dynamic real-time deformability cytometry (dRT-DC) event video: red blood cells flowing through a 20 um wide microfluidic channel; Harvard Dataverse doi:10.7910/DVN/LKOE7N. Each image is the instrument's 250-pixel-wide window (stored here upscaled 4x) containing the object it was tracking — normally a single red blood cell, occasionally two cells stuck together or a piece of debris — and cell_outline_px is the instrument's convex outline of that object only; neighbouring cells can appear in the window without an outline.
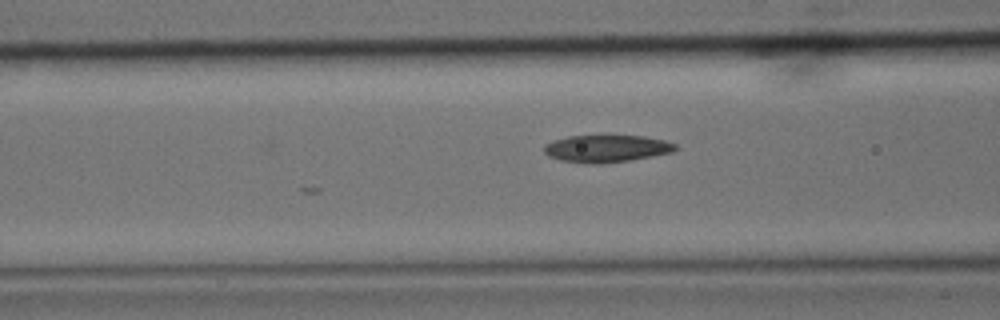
{"species": "common noctule bat (a hibernating species)", "species_latin": "Nyctalus noctula", "temperature_condition": "cold", "stored_images_in_passage": 10, "camera_frame_rate_fps": 3000, "um_per_image_px": 0.085, "animal": {"sex": "male", "body_mass_g": 15.6}, "frame": {"image": 1, "passage_image": 7, "time_ms": 2.0, "image_size_px": [1000, 320], "cell_outline_px": [[676, 148], [672, 152], [652, 156], [628, 160], [596, 164], [592, 164], [560, 160], [548, 156], [544, 152], [544, 144], [552, 140], [568, 136], [604, 132], [644, 136], [664, 140], [676, 144]], "centroid_in_image_um": [51.51, 12.56], "position_along_channel_um": 115.1, "area_um2": 21.79}}
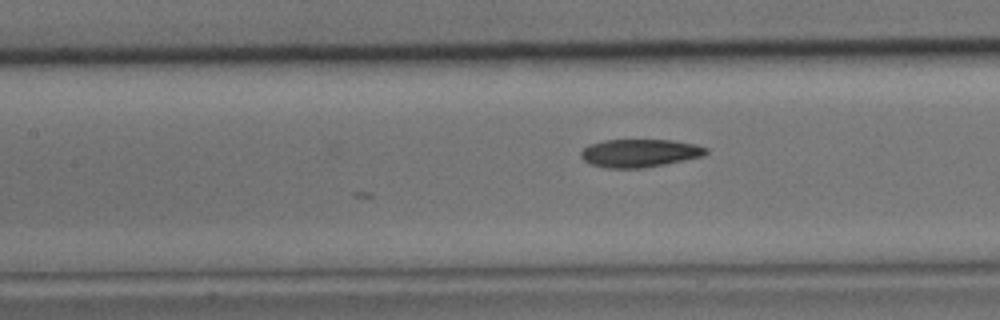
{"frame": {"image": 2, "passage_image": 10, "time_ms": 3.0, "image_size_px": [1000, 320], "cell_outline_px": [[708, 152], [704, 156], [644, 168], [608, 168], [588, 164], [580, 156], [580, 152], [588, 144], [604, 140], [672, 140], [696, 144], [708, 148]], "centroid_in_image_um": [54.36, 13.01], "position_along_channel_um": 153.0, "area_um2": 20.58}}